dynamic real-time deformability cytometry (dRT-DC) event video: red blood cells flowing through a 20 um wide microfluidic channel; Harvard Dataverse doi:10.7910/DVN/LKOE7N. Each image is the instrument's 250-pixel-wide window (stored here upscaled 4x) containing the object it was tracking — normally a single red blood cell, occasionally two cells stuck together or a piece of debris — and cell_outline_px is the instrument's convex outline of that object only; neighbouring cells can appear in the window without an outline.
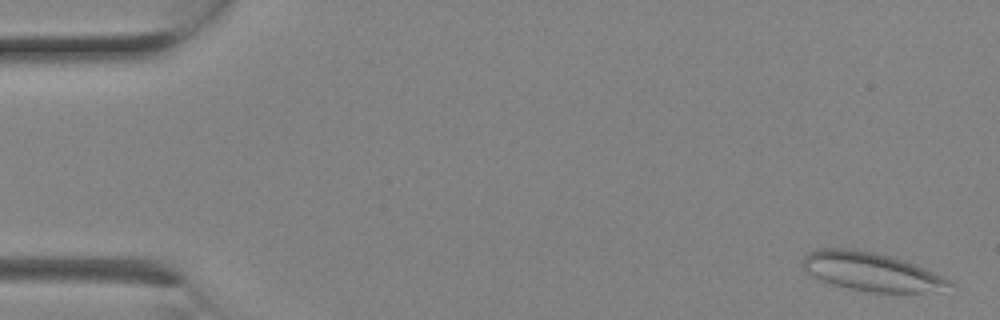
{"species": "Egyptian fruit bat (a non-hibernating species)", "species_latin": "Rousettus aegyptiacus", "temperature_condition": "room temperature", "stored_images_in_passage": 3, "camera_frame_rate_fps": 3000, "um_per_image_px": 0.085, "animal": {"sex": "female"}, "frame": {"image": 1, "passage_image": 1, "time_ms": 0.0, "image_size_px": [1000, 320], "cell_outline_px": [[956, 284], [920, 292], [872, 292], [852, 288], [836, 284], [824, 280], [808, 272], [804, 268], [804, 256], [808, 252], [816, 248], [848, 248], [872, 252], [904, 260], [924, 268]], "centroid_in_image_um": [74.0, 23.06], "position_along_channel_um": 11.0, "area_um2": 31.67}}